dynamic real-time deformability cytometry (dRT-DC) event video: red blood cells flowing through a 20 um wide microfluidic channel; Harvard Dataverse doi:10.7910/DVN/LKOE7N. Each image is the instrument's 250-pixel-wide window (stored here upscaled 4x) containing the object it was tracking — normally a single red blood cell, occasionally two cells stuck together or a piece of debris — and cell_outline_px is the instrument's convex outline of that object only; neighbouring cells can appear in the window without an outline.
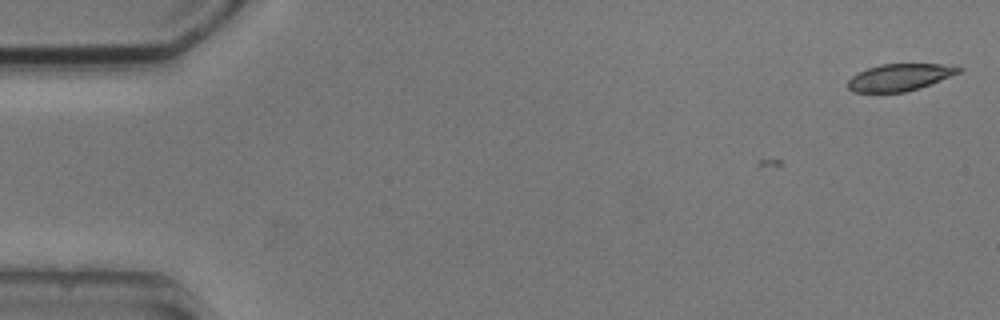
{"species": "common noctule bat (a hibernating species)", "species_latin": "Nyctalus noctula", "temperature_condition": "cold", "stored_images_in_passage": 2, "camera_frame_rate_fps": 3000, "um_per_image_px": 0.085, "animal": {"sex": "male", "body_mass_g": 20.5, "forearm_length_mm": 52.5}, "frame": {"image": 1, "passage_image": 2, "time_ms": 1.0, "image_size_px": [1000, 320], "cell_outline_px": [[964, 68], [960, 72], [920, 88], [904, 92], [852, 92], [848, 88], [848, 80], [852, 76], [868, 68], [880, 64], [940, 64]], "centroid_in_image_um": [76.45, 6.57], "position_along_channel_um": 8.5, "area_um2": 17.22}}